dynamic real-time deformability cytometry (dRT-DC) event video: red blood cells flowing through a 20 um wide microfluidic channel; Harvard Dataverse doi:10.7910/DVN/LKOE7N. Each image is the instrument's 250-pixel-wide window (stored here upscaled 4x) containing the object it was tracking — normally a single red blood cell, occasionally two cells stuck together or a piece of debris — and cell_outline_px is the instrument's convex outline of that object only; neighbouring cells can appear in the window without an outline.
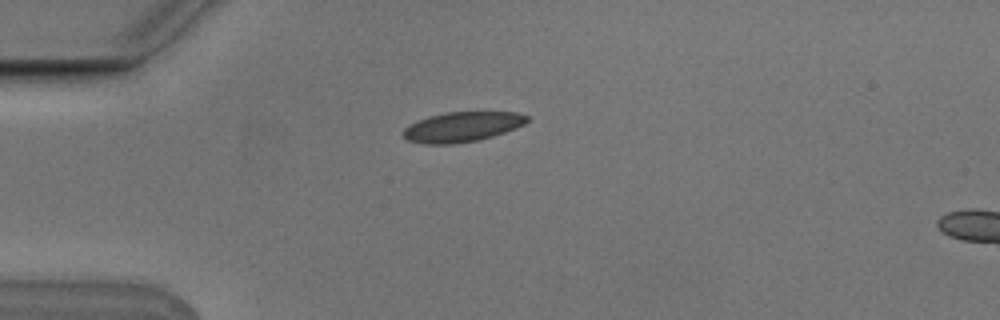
{"species": "Egyptian fruit bat (a non-hibernating species)", "species_latin": "Rousettus aegyptiacus", "temperature_condition": "cold", "stored_images_in_passage": 2, "camera_frame_rate_fps": 3000, "um_per_image_px": 0.085, "animal": {"sex": "male"}, "frame": {"image": 1, "passage_image": 1, "time_ms": 0.0, "image_size_px": [1000, 320], "cell_outline_px": [[528, 120], [524, 124], [516, 128], [492, 136], [476, 140], [452, 144], [424, 144], [408, 140], [400, 132], [408, 124], [428, 116], [444, 112], [516, 112], [528, 116]], "centroid_in_image_um": [39.23, 10.77], "position_along_channel_um": 45.8, "area_um2": 21.62}}